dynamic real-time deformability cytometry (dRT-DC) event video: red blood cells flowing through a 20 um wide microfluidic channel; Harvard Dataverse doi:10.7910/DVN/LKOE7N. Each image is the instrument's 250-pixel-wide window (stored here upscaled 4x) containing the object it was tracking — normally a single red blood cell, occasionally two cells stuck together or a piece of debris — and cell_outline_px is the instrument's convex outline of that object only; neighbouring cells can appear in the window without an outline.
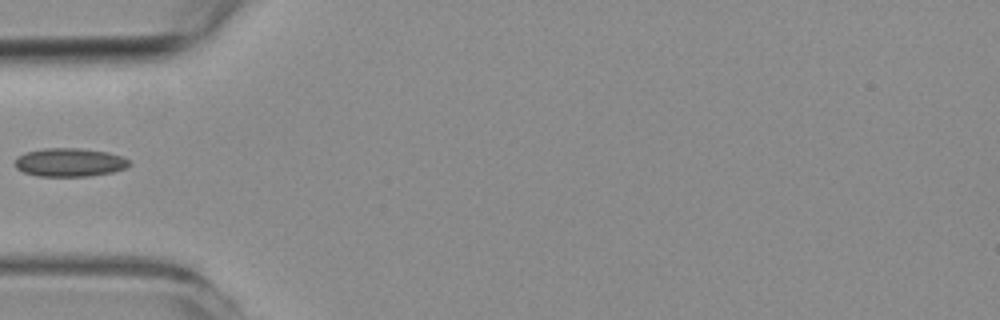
{"species": "common noctule bat (a hibernating species)", "species_latin": "Nyctalus noctula", "temperature_condition": "room temperature", "stored_images_in_passage": 37, "camera_frame_rate_fps": 3000, "um_per_image_px": 0.085, "animal": {"sex": "female", "body_mass_g": 19.3, "forearm_length_mm": 54.1}, "frame": {"image": 1, "passage_image": 1, "time_ms": 0.0, "image_size_px": [1000, 320], "cell_outline_px": [[132, 164], [124, 168], [112, 172], [88, 176], [36, 176], [24, 172], [16, 168], [16, 160], [24, 152], [44, 148], [80, 148], [108, 152], [120, 156], [128, 160]], "centroid_in_image_um": [5.91, 13.8], "position_along_channel_um": 79.1, "area_um2": 18.84}}
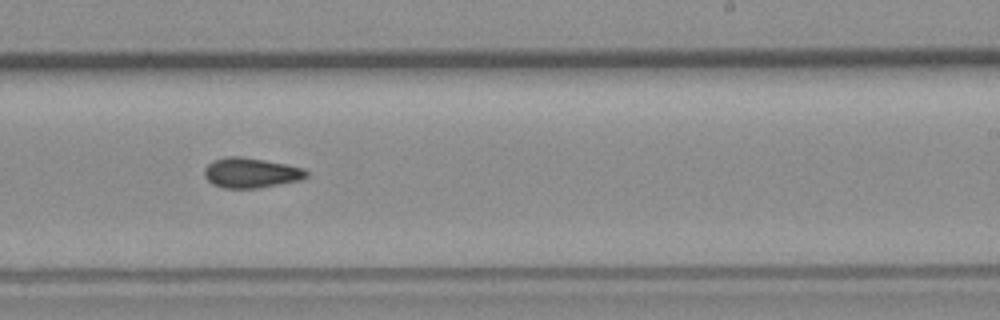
{"frame": {"image": 2, "passage_image": 16, "time_ms": 5.0, "image_size_px": [1000, 320], "cell_outline_px": [[308, 176], [300, 180], [256, 188], [224, 188], [212, 184], [204, 176], [204, 168], [212, 160], [228, 156], [240, 156], [264, 160], [304, 168], [308, 172]], "centroid_in_image_um": [21.3, 14.68], "position_along_channel_um": 267.7, "area_um2": 17.8}}
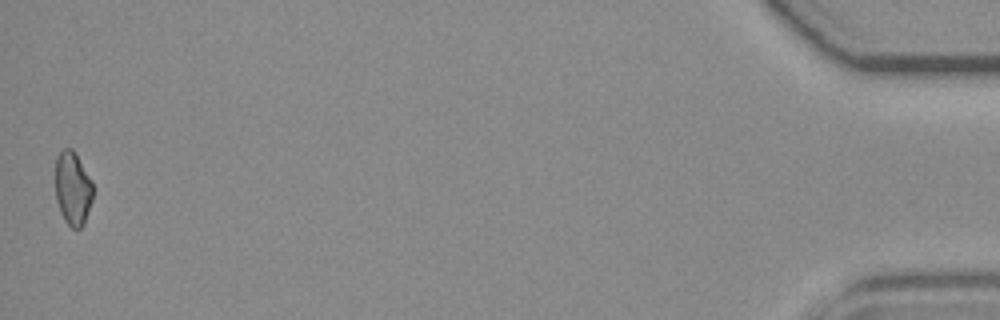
{"frame": {"image": 3, "passage_image": 37, "time_ms": 12.0, "image_size_px": [1000, 320], "cell_outline_px": [[92, 200], [84, 224], [80, 228], [72, 228], [64, 220], [60, 212], [56, 200], [56, 156], [64, 148], [72, 148], [92, 180]], "centroid_in_image_um": [6.18, 16.02], "position_along_channel_um": 429.0, "area_um2": 16.07}}